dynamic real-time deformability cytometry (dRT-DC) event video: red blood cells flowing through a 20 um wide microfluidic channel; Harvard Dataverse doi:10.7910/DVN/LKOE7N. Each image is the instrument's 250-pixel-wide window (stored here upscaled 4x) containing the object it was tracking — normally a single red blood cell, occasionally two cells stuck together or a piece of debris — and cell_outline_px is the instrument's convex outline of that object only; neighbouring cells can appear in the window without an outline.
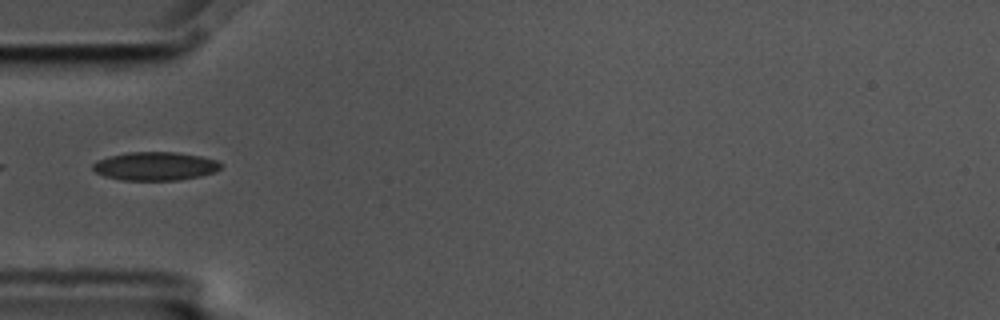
{"species": "common noctule bat (a hibernating species)", "species_latin": "Nyctalus noctula", "temperature_condition": "cold", "stored_images_in_passage": 1, "camera_frame_rate_fps": 3000, "um_per_image_px": 0.085, "animal": {"sex": "male", "body_mass_g": 17.5, "forearm_length_mm": 52.3}, "frame": {"image": 1, "passage_image": 1, "time_ms": 0.0, "image_size_px": [1000, 320], "cell_outline_px": [[224, 164], [216, 172], [200, 176], [176, 180], [120, 180], [104, 176], [96, 172], [92, 168], [92, 164], [96, 160], [108, 156], [128, 152], [176, 152], [200, 156], [216, 160]], "centroid_in_image_um": [13.18, 14.12], "position_along_channel_um": 71.8, "area_um2": 21.39}}